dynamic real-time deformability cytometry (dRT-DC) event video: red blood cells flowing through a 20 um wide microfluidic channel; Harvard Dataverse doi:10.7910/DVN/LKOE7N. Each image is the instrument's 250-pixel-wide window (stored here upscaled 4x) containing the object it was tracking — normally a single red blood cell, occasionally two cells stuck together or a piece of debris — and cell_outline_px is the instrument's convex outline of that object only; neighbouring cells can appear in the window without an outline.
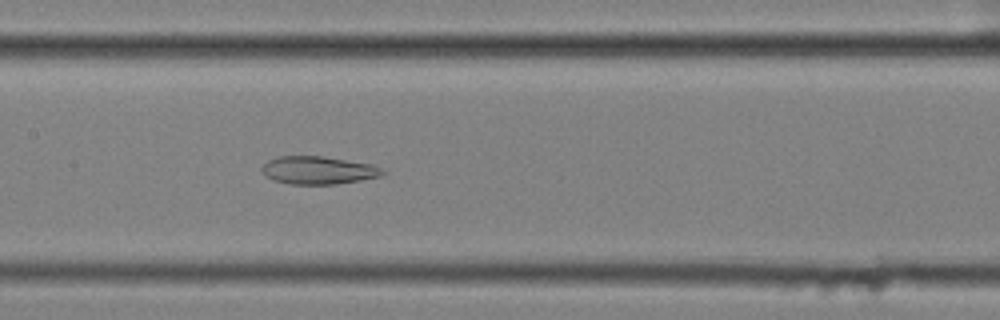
{"species": "common noctule bat (a hibernating species)", "species_latin": "Nyctalus noctula", "temperature_condition": "cold", "stored_images_in_passage": 49, "camera_frame_rate_fps": 3000, "um_per_image_px": 0.085, "animal": {"sex": "female", "body_mass_g": 25.1}, "frame": {"image": 1, "passage_image": 20, "time_ms": 6.333, "image_size_px": [1000, 320], "cell_outline_px": [[384, 172], [380, 176], [360, 180], [336, 184], [288, 184], [272, 180], [260, 172], [260, 168], [268, 160], [280, 156], [324, 156], [372, 164], [380, 168]], "centroid_in_image_um": [26.99, 14.47], "position_along_channel_um": 180.4, "area_um2": 19.65}}
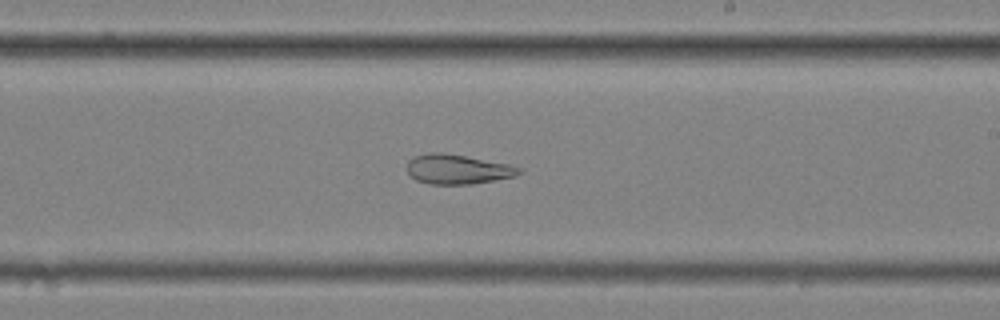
{"frame": {"image": 2, "passage_image": 26, "time_ms": 8.333, "image_size_px": [1000, 320], "cell_outline_px": [[524, 172], [516, 176], [472, 184], [428, 184], [416, 180], [404, 168], [408, 160], [412, 156], [432, 152], [440, 152], [464, 156], [508, 164], [520, 168]], "centroid_in_image_um": [38.85, 14.39], "position_along_channel_um": 250.2, "area_um2": 19.42}}
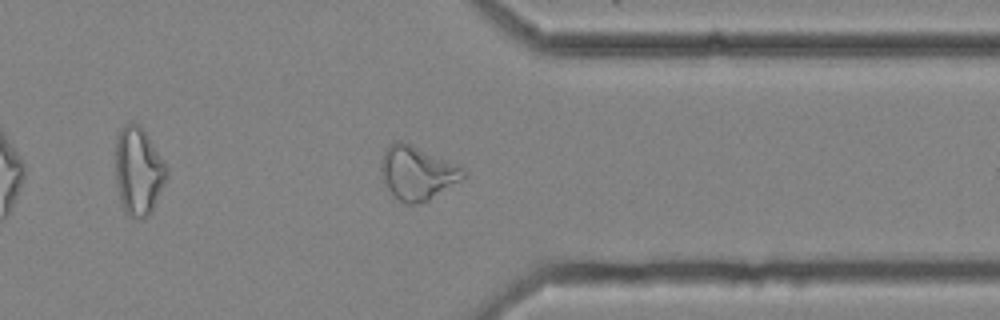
{"frame": {"image": 3, "passage_image": 37, "time_ms": 12.0, "image_size_px": [1000, 320], "cell_outline_px": [[464, 176], [460, 180], [428, 200], [412, 204], [404, 204], [388, 188], [384, 180], [380, 168], [380, 160], [388, 144], [400, 140], [412, 144], [456, 164], [464, 168]], "centroid_in_image_um": [35.43, 14.66], "position_along_channel_um": 376.0, "area_um2": 25.26}, "authors_computed_cell_mechanics": {"area_um2": 25.432, "velocity_mm_per_s": 3.4962, "shape_relaxation_time_tau1_ms": null, "shape_relaxation_time_tau2_ms": 3.886, "deformation_change_tau1": null, "deformation_change_tau2": 0.1305}}